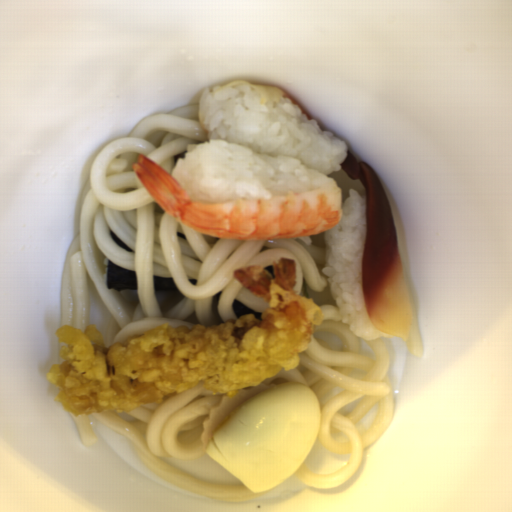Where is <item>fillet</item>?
Here are the masks:
<instances>
[{
    "mask_svg": "<svg viewBox=\"0 0 512 512\" xmlns=\"http://www.w3.org/2000/svg\"><path fill=\"white\" fill-rule=\"evenodd\" d=\"M240 84H247L257 90L260 94V103L280 102L281 97H289L292 105H297L301 108L302 114L307 115L308 121L313 120L308 112L286 91L273 85H263L259 83H251L249 81L238 80L228 82L222 88H228Z\"/></svg>",
    "mask_w": 512,
    "mask_h": 512,
    "instance_id": "2",
    "label": "fillet"
},
{
    "mask_svg": "<svg viewBox=\"0 0 512 512\" xmlns=\"http://www.w3.org/2000/svg\"><path fill=\"white\" fill-rule=\"evenodd\" d=\"M365 190V234L361 284L367 317L375 329L397 336L411 355L424 359L418 317L398 245L397 229L385 189L373 168L347 149L341 164Z\"/></svg>",
    "mask_w": 512,
    "mask_h": 512,
    "instance_id": "1",
    "label": "fillet"
}]
</instances>
